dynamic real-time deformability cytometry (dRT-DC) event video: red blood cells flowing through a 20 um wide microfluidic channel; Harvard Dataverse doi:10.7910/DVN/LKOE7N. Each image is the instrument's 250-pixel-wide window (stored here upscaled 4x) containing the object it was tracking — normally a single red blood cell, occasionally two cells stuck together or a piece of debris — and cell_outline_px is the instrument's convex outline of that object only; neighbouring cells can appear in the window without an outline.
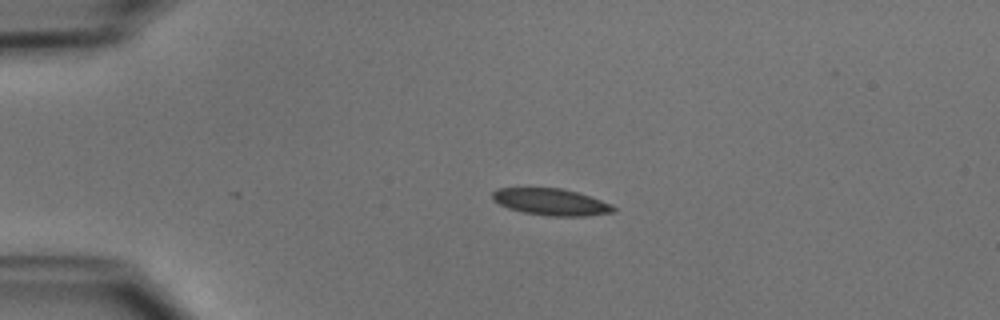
{"species": "common noctule bat (a hibernating species)", "species_latin": "Nyctalus noctula", "temperature_condition": "cold", "stored_images_in_passage": 3, "camera_frame_rate_fps": 3000, "um_per_image_px": 0.085, "animal": {"sex": "male", "body_mass_g": 15.6}, "frame": {"image": 1, "passage_image": 3, "time_ms": 0.667, "image_size_px": [1000, 320], "cell_outline_px": [[616, 212], [584, 216], [548, 216], [524, 212], [508, 208], [492, 200], [492, 192], [496, 188], [560, 188], [576, 192], [612, 204], [616, 208]], "centroid_in_image_um": [46.83, 17.17], "position_along_channel_um": 38.2, "area_um2": 18.79}}